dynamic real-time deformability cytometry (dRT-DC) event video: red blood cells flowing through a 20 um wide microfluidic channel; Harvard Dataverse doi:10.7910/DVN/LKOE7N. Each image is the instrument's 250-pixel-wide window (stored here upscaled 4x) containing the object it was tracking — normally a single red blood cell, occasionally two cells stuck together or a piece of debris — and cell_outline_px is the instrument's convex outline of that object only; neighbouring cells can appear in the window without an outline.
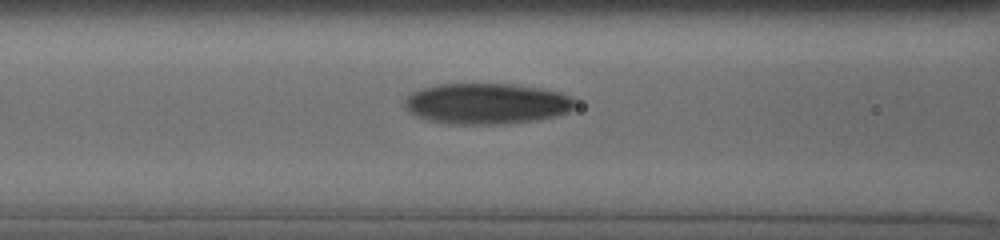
{"species": "human", "species_latin": "Homo sapiens", "temperature_condition": "cold", "stored_images_in_passage": 6, "camera_frame_rate_fps": 3000, "um_per_image_px": 0.085, "donor": {"sex": "male"}, "frame": {"image": 1, "passage_image": 5, "time_ms": 2.333, "image_size_px": [1000, 240], "cell_outline_px": [[576, 104], [568, 112], [556, 116], [536, 120], [508, 124], [448, 124], [428, 120], [416, 116], [408, 112], [404, 108], [404, 100], [412, 92], [436, 84], [512, 84], [540, 88], [560, 92], [576, 100]], "centroid_in_image_um": [41.35, 8.82], "position_along_channel_um": 125.3, "area_um2": 40.81}}